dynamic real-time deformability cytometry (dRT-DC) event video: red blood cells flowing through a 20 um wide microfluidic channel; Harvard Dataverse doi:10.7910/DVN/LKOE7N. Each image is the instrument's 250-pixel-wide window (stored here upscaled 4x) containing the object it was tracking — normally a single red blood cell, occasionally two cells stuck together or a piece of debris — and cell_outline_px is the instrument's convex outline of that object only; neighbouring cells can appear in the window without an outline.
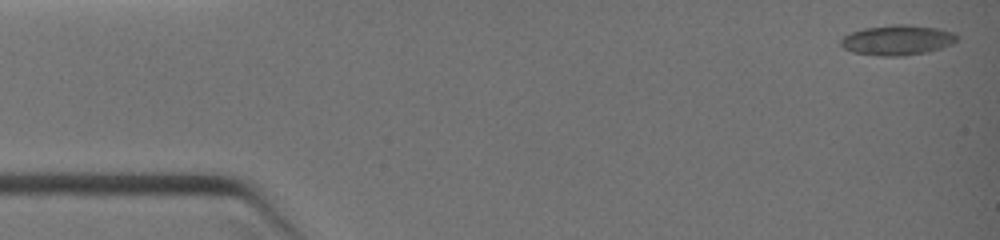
{"species": "common noctule bat (a hibernating species)", "species_latin": "Nyctalus noctula", "temperature_condition": "warm", "stored_images_in_passage": 7, "camera_frame_rate_fps": 3000, "um_per_image_px": 0.085, "animal": {"sex": "female", "body_mass_g": 19.0, "forearm_length_mm": 51.5}, "frame": {"image": 1, "passage_image": 1, "time_ms": 0.0, "image_size_px": [1000, 240], "cell_outline_px": [[956, 40], [940, 48], [924, 52], [900, 56], [880, 56], [852, 52], [844, 48], [840, 44], [840, 40], [844, 36], [852, 32], [864, 28], [892, 24], [904, 24], [936, 28], [952, 32], [956, 36]], "centroid_in_image_um": [76.2, 3.4], "position_along_channel_um": 8.8, "area_um2": 20.0}}